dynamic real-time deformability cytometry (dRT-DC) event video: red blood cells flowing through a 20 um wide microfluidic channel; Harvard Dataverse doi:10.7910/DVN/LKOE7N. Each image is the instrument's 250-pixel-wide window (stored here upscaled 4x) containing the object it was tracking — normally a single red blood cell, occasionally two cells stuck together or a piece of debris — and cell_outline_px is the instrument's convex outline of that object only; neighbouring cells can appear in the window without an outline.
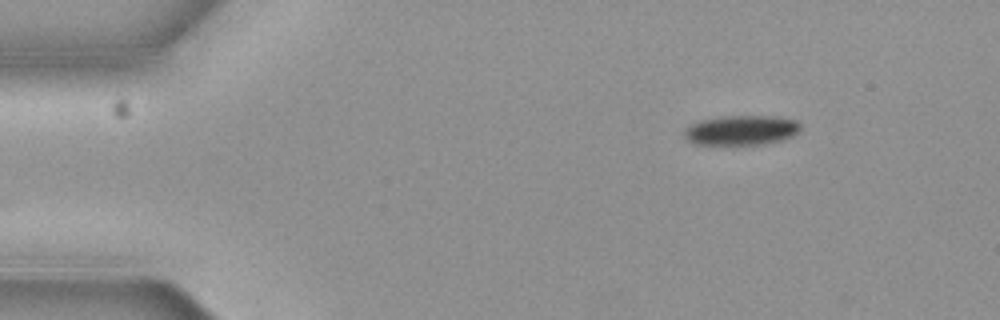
{"species": "common noctule bat (a hibernating species)", "species_latin": "Nyctalus noctula", "temperature_condition": "cold", "stored_images_in_passage": 3, "camera_frame_rate_fps": 3000, "um_per_image_px": 0.085, "animal": {"sex": "female", "body_mass_g": 19.3, "forearm_length_mm": 54.1}, "frame": {"image": 1, "passage_image": 3, "time_ms": 0.667, "image_size_px": [1000, 320], "cell_outline_px": [[800, 132], [784, 140], [760, 144], [696, 144], [688, 140], [684, 136], [684, 132], [692, 124], [700, 120], [720, 116], [776, 116], [796, 120], [800, 124]], "centroid_in_image_um": [63.06, 11.06], "position_along_channel_um": 21.9, "area_um2": 20.11}}